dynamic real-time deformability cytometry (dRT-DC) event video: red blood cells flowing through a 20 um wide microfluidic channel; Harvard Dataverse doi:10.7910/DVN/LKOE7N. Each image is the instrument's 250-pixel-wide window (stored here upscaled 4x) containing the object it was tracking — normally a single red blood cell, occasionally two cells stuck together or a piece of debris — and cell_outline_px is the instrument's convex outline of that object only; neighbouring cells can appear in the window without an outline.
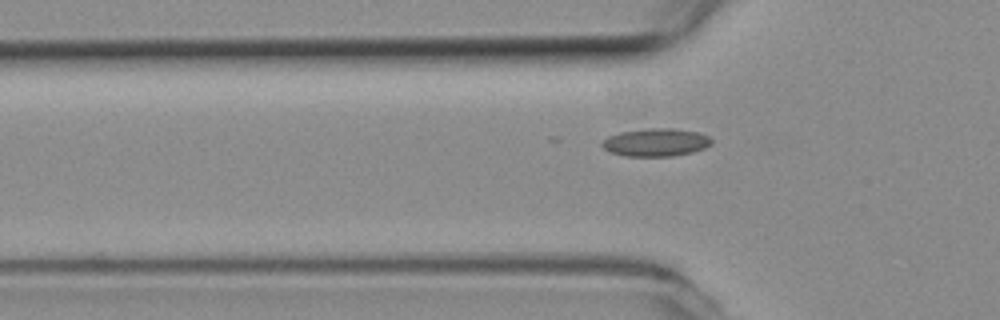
{"species": "common noctule bat (a hibernating species)", "species_latin": "Nyctalus noctula", "temperature_condition": "room temperature", "stored_images_in_passage": 37, "camera_frame_rate_fps": 3000, "um_per_image_px": 0.085, "animal": {"sex": "female", "body_mass_g": 19.3, "forearm_length_mm": 54.1}, "frame": {"image": 1, "passage_image": 18, "time_ms": 5.667, "image_size_px": [1000, 320], "cell_outline_px": [[712, 144], [704, 148], [692, 152], [672, 156], [624, 156], [608, 152], [600, 144], [608, 136], [620, 132], [648, 128], [672, 128], [700, 132], [708, 136], [712, 140]], "centroid_in_image_um": [55.74, 12.1], "position_along_channel_um": 70.1, "area_um2": 17.92}}
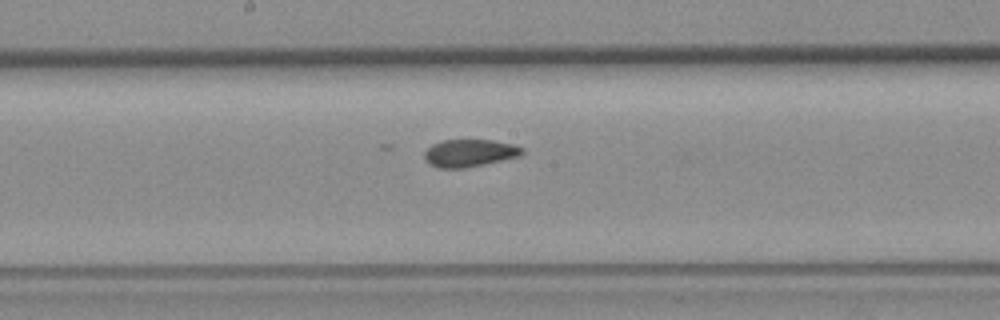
{"frame": {"image": 2, "passage_image": 29, "time_ms": 9.333, "image_size_px": [1000, 320], "cell_outline_px": [[524, 152], [520, 156], [484, 164], [464, 168], [436, 168], [428, 164], [424, 160], [424, 152], [432, 144], [440, 140], [492, 140], [512, 144], [524, 148]], "centroid_in_image_um": [39.87, 13.01], "position_along_channel_um": 208.3, "area_um2": 15.78}}
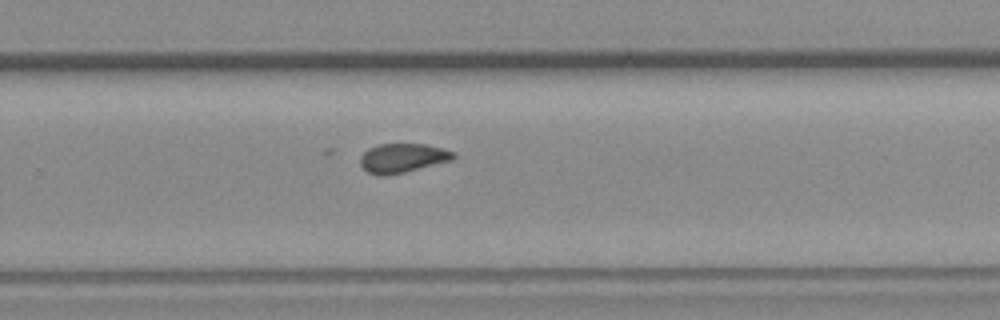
{"frame": {"image": 3, "passage_image": 36, "time_ms": 11.667, "image_size_px": [1000, 320], "cell_outline_px": [[456, 156], [452, 160], [404, 172], [384, 176], [376, 176], [368, 172], [360, 164], [360, 156], [368, 148], [380, 144], [424, 144], [456, 152]], "centroid_in_image_um": [34.2, 13.43], "position_along_channel_um": 295.6, "area_um2": 15.78}}